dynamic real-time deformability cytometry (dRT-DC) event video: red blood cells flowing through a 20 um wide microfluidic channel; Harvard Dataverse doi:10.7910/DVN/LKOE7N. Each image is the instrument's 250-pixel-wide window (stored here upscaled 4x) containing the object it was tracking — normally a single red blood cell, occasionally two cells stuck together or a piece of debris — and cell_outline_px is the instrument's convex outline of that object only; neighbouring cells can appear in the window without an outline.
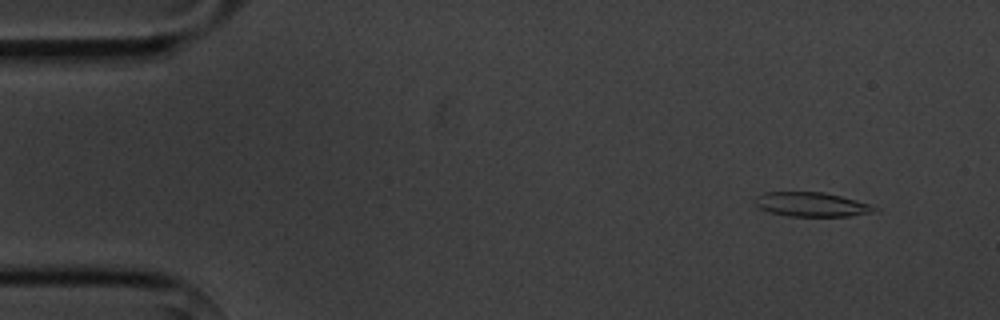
{"species": "common noctule bat (a hibernating species)", "species_latin": "Nyctalus noctula", "temperature_condition": "cold", "stored_images_in_passage": 5, "camera_frame_rate_fps": 3000, "um_per_image_px": 0.085, "animal": {"sex": "male", "body_mass_g": 20.1, "forearm_length_mm": 53.5}, "frame": {"image": 1, "passage_image": 2, "time_ms": 1.333, "image_size_px": [1000, 320], "cell_outline_px": [[880, 212], [848, 216], [788, 216], [768, 212], [760, 208], [752, 200], [756, 196], [764, 192], [824, 192], [856, 200], [880, 208]], "centroid_in_image_um": [69.0, 17.38], "position_along_channel_um": 16.0, "area_um2": 17.11}}